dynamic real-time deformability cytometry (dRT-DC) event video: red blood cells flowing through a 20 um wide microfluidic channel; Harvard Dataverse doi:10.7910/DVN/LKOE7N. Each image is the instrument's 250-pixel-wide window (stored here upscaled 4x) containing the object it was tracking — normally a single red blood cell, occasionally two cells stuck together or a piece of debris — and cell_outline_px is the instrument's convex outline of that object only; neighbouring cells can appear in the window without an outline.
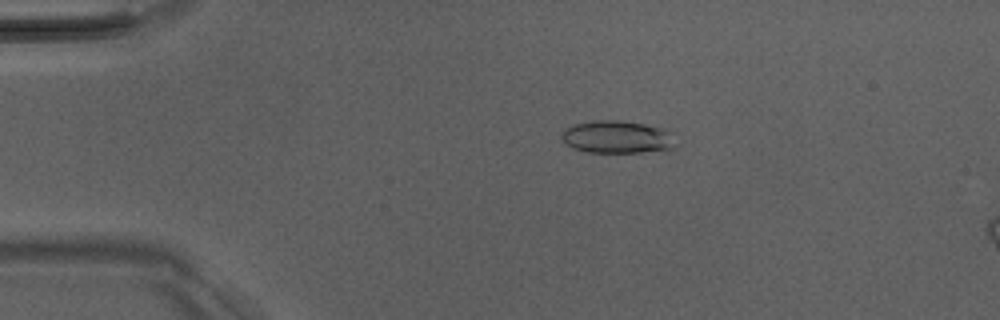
{"species": "Egyptian fruit bat (a non-hibernating species)", "species_latin": "Rousettus aegyptiacus", "temperature_condition": "room temperature", "stored_images_in_passage": 10, "camera_frame_rate_fps": 3000, "um_per_image_px": 0.085, "animal": {"sex": "male"}, "frame": {"image": 1, "passage_image": 6, "time_ms": 1.667, "image_size_px": [1000, 320], "cell_outline_px": [[676, 148], [668, 152], [588, 152], [572, 148], [560, 136], [572, 124], [596, 120], [620, 120], [668, 128], [672, 132]], "centroid_in_image_um": [52.58, 11.66], "position_along_channel_um": 32.4, "area_um2": 22.14}}